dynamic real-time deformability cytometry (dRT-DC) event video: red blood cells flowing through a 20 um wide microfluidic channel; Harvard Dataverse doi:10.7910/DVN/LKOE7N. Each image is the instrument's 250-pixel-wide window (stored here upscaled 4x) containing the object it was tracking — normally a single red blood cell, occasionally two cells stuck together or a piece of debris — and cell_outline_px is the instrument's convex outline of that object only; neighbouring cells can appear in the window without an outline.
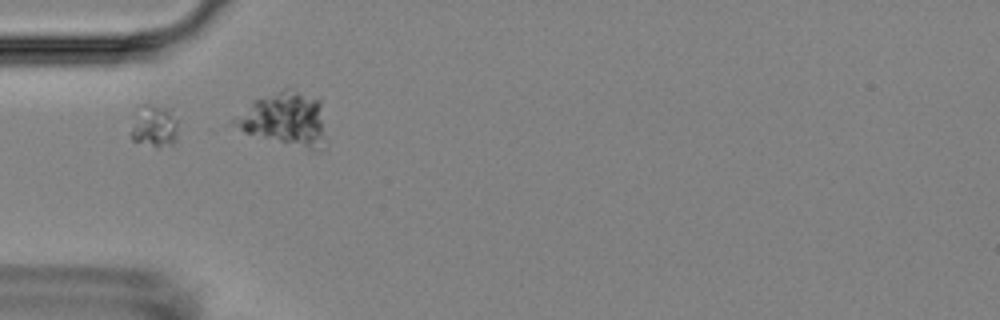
{"species": "Egyptian fruit bat (a non-hibernating species)", "species_latin": "Rousettus aegyptiacus", "temperature_condition": "room temperature", "stored_images_in_passage": 3, "camera_frame_rate_fps": 3000, "um_per_image_px": 0.085, "animal": {"sex": "female"}, "frame": {"image": 1, "passage_image": 2, "time_ms": 1.333, "image_size_px": [1000, 320], "cell_outline_px": [[176, 140], [172, 144], [156, 148], [132, 140], [132, 128], [140, 104], [152, 104], [168, 108], [176, 120]], "centroid_in_image_um": [13.12, 10.73], "position_along_channel_um": 71.9, "area_um2": 11.39}}